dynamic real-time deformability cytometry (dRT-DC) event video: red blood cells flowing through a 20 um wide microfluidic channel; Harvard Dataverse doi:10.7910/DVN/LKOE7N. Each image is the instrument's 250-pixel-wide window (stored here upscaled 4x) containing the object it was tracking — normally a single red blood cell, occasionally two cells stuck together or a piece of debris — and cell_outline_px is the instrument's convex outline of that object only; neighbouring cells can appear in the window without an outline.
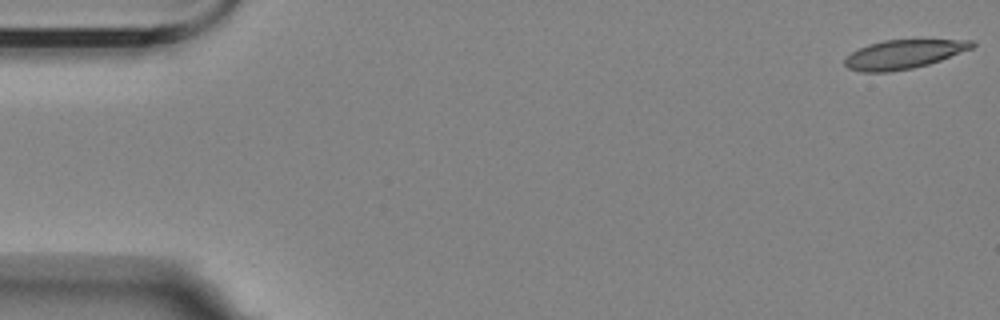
{"species": "Egyptian fruit bat (a non-hibernating species)", "species_latin": "Rousettus aegyptiacus", "temperature_condition": "room temperature", "stored_images_in_passage": 57, "camera_frame_rate_fps": 3000, "um_per_image_px": 0.085, "animal": {"sex": "female"}, "frame": {"image": 1, "passage_image": 1, "time_ms": 0.0, "image_size_px": [1000, 320], "cell_outline_px": [[976, 44], [972, 48], [940, 60], [928, 64], [912, 68], [888, 72], [860, 72], [848, 68], [844, 64], [844, 60], [852, 52], [868, 44], [884, 40], [972, 40]], "centroid_in_image_um": [76.78, 4.62], "position_along_channel_um": 8.2, "area_um2": 21.21}}
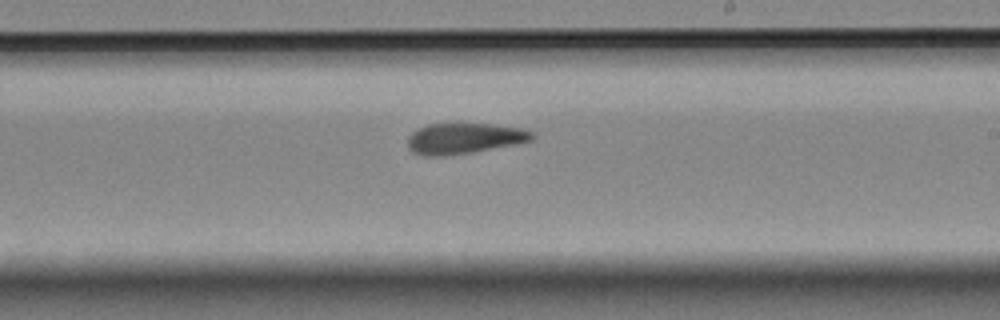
{"frame": {"image": 2, "passage_image": 33, "time_ms": 10.667, "image_size_px": [1000, 320], "cell_outline_px": [[536, 136], [532, 140], [516, 144], [472, 152], [448, 156], [424, 156], [412, 152], [408, 148], [408, 136], [412, 132], [428, 124], [492, 124], [520, 128], [532, 132]], "centroid_in_image_um": [39.44, 11.78], "position_along_channel_um": 249.6, "area_um2": 22.25}}
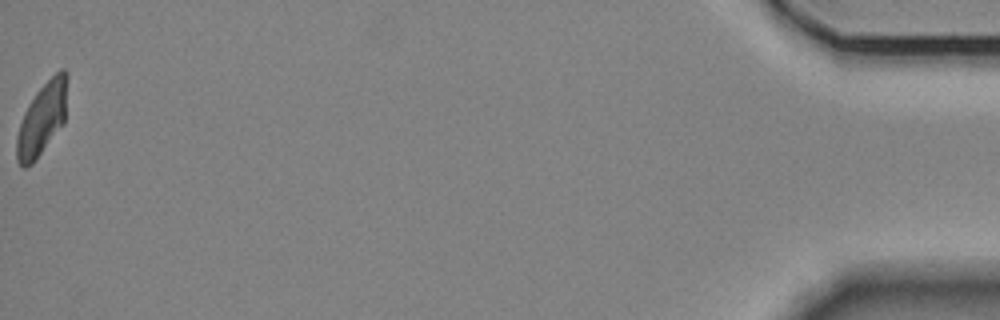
{"frame": {"image": 3, "passage_image": 57, "time_ms": 18.667, "image_size_px": [1000, 320], "cell_outline_px": [[68, 76], [64, 124], [36, 160], [32, 164], [24, 168], [16, 160], [16, 136], [24, 112], [28, 104], [36, 92], [60, 68], [64, 68], [68, 72]], "centroid_in_image_um": [3.59, 10.1], "position_along_channel_um": 431.6, "area_um2": 21.56}, "authors_computed_cell_mechanics": {"area_um2": 22.4264, "velocity_mm_per_s": 3.499, "shape_relaxation_time_tau1_ms": 4.6903, "shape_relaxation_time_tau2_ms": 2.483, "deformation_change_tau1": 0.1648, "deformation_change_tau2": 0.1056}}